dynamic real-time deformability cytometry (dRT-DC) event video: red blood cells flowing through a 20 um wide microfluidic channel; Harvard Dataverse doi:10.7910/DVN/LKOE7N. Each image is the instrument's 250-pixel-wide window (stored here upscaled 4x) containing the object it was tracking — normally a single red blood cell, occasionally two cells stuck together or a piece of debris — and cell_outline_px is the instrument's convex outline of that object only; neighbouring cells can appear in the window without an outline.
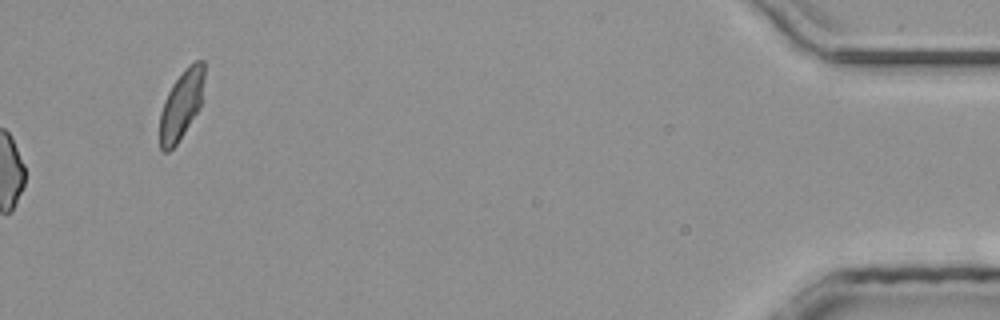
{"species": "common noctule bat (a hibernating species)", "species_latin": "Nyctalus noctula", "temperature_condition": "room temperature", "stored_images_in_passage": 39, "camera_frame_rate_fps": 3000, "um_per_image_px": 0.085, "animal": {"sex": "male", "body_mass_g": 20.4}, "frame": {"image": 1, "passage_image": 39, "time_ms": 12.667, "image_size_px": [1000, 320], "cell_outline_px": [[204, 76], [200, 108], [176, 144], [168, 152], [164, 152], [160, 148], [160, 112], [164, 100], [172, 84], [184, 68], [196, 60], [204, 60]], "centroid_in_image_um": [15.41, 8.88], "position_along_channel_um": 419.8, "area_um2": 17.8}}